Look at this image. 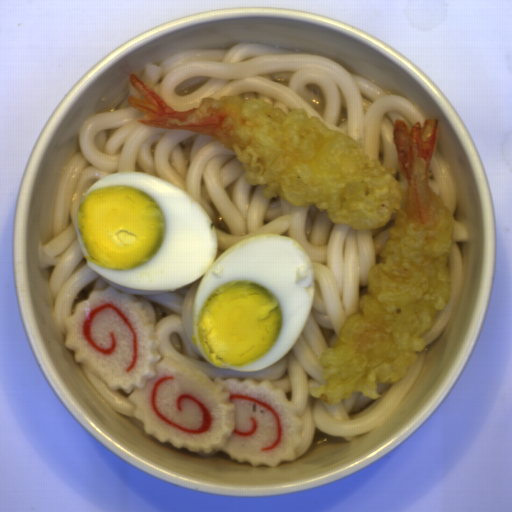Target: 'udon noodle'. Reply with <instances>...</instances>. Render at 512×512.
<instances>
[{"instance_id": "b55badf4", "label": "udon noodle", "mask_w": 512, "mask_h": 512, "mask_svg": "<svg viewBox=\"0 0 512 512\" xmlns=\"http://www.w3.org/2000/svg\"><path fill=\"white\" fill-rule=\"evenodd\" d=\"M81 371L99 397L114 411L136 418L134 415L135 405L120 391L112 390L106 386L101 378L89 371L84 363H80Z\"/></svg>"}, {"instance_id": "d5520da0", "label": "udon noodle", "mask_w": 512, "mask_h": 512, "mask_svg": "<svg viewBox=\"0 0 512 512\" xmlns=\"http://www.w3.org/2000/svg\"><path fill=\"white\" fill-rule=\"evenodd\" d=\"M129 96L142 95L128 82L127 94L117 107L95 113L81 125L79 151L63 165L55 185L51 239L38 238L40 270L55 267L47 283L53 299L56 326L66 338L65 320L75 305L87 300L92 290L111 286L134 296L143 304L155 338L158 355L187 362L212 382L221 377L240 382L268 380L283 389L301 418L302 439L296 458L307 453L316 429L329 436L357 440L388 420L398 409L420 375L429 345L441 337L452 322L464 279L463 254L457 243L471 242L469 228L455 219L447 263L450 300L438 311L431 330L423 335L426 348L416 352L413 367L396 383L377 384L379 398L352 392L350 399L328 405L310 394L309 387L325 385L319 361L331 348L346 320L360 311V296L368 292L371 268L395 226L396 212L378 229H355L335 223L315 204L295 206L280 194L263 197L262 186L249 185L245 167L233 150L211 136L187 129L145 127L144 112L133 108ZM156 175L185 190L202 204L218 234V253L253 236L285 234L300 241L308 252L316 275L310 317L294 346L273 366L259 371L234 372L214 368L199 355L191 337L192 306L202 280L171 291H143L118 286L90 269L79 248L75 212L85 191L99 179L116 172ZM215 258V259H216Z\"/></svg>"}, {"instance_id": "8dc81ce9", "label": "udon noodle", "mask_w": 512, "mask_h": 512, "mask_svg": "<svg viewBox=\"0 0 512 512\" xmlns=\"http://www.w3.org/2000/svg\"><path fill=\"white\" fill-rule=\"evenodd\" d=\"M428 179L432 190L440 197L454 216L459 205L455 179L437 143L432 156Z\"/></svg>"}, {"instance_id": "a0691cae", "label": "udon noodle", "mask_w": 512, "mask_h": 512, "mask_svg": "<svg viewBox=\"0 0 512 512\" xmlns=\"http://www.w3.org/2000/svg\"><path fill=\"white\" fill-rule=\"evenodd\" d=\"M139 78L175 111L199 109L204 98L231 96L246 103L262 99L287 115L304 108L308 119L315 116L342 131L372 161L395 168L391 176L407 192L409 181L398 167L393 142L395 121L404 120L410 133L426 118L406 95L390 94L332 58L249 41L184 50L159 64L145 63Z\"/></svg>"}]
</instances>
